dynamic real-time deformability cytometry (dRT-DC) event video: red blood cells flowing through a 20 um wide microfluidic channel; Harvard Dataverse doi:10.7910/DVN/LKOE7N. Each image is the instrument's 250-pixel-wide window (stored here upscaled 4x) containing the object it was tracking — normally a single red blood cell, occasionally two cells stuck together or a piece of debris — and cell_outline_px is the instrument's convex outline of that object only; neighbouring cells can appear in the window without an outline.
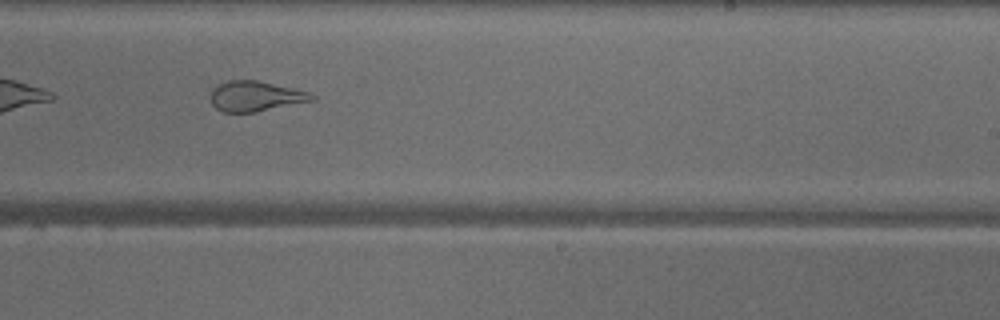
{"species": "common noctule bat (a hibernating species)", "species_latin": "Nyctalus noctula", "temperature_condition": "warm", "stored_images_in_passage": 34, "camera_frame_rate_fps": 3000, "um_per_image_px": 0.085, "animal": {"sex": "male", "body_mass_g": 18.8}, "frame": {"image": 1, "passage_image": 15, "time_ms": 4.667, "image_size_px": [1000, 320], "cell_outline_px": [[316, 100], [256, 112], [224, 112], [216, 108], [212, 104], [212, 88], [216, 84], [228, 80], [256, 80], [292, 88], [308, 92], [316, 96]], "centroid_in_image_um": [21.72, 8.18], "position_along_channel_um": 267.3, "area_um2": 17.8}}